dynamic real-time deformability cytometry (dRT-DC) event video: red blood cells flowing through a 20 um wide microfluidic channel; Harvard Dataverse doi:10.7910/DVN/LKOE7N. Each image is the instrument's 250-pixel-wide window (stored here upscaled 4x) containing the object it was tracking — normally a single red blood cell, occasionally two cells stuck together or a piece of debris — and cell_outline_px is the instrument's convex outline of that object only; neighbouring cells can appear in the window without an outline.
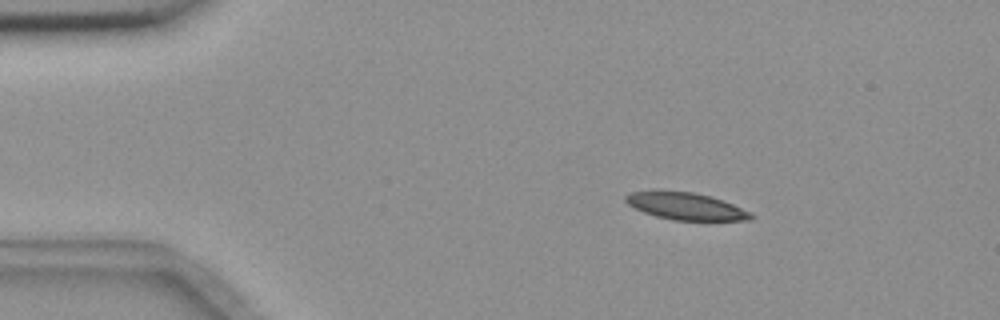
{"species": "common noctule bat (a hibernating species)", "species_latin": "Nyctalus noctula", "temperature_condition": "room temperature", "stored_images_in_passage": 54, "camera_frame_rate_fps": 3000, "um_per_image_px": 0.085, "animal": {"sex": "female", "body_mass_g": 18.4}, "frame": {"image": 1, "passage_image": 8, "time_ms": 2.333, "image_size_px": [1000, 320], "cell_outline_px": [[752, 220], [672, 220], [656, 216], [644, 212], [628, 204], [624, 200], [624, 196], [632, 192], [652, 188], [656, 188], [692, 192], [712, 196], [732, 204], [748, 212], [752, 216]], "centroid_in_image_um": [58.18, 17.48], "position_along_channel_um": 26.8, "area_um2": 20.11}}
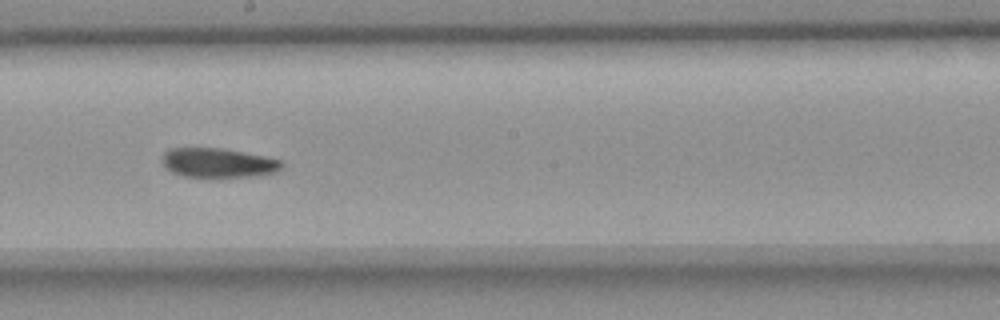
{"frame": {"image": 2, "passage_image": 30, "time_ms": 9.667, "image_size_px": [1000, 320], "cell_outline_px": [[284, 164], [276, 172], [252, 176], [208, 180], [184, 176], [172, 172], [164, 168], [164, 152], [168, 148], [224, 148], [264, 156], [280, 160]], "centroid_in_image_um": [18.52, 13.88], "position_along_channel_um": 229.7, "area_um2": 21.15}}
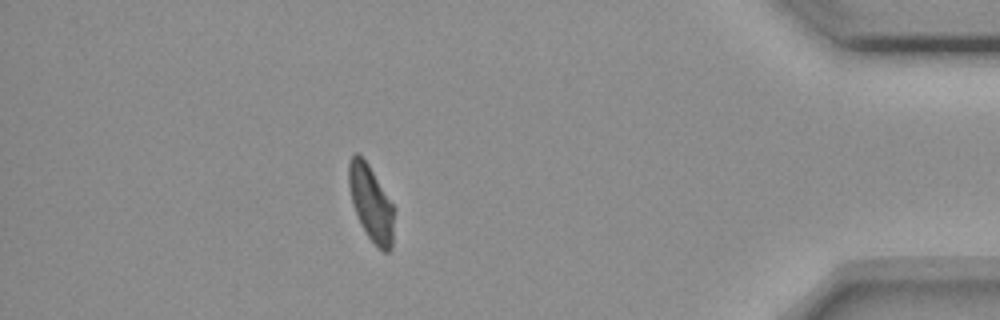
{"frame": {"image": 3, "passage_image": 48, "time_ms": 15.667, "image_size_px": [1000, 320], "cell_outline_px": [[396, 208], [392, 248], [388, 252], [384, 252], [368, 236], [356, 212], [352, 200], [348, 184], [348, 164], [352, 156], [356, 152], [368, 164]], "centroid_in_image_um": [31.58, 17.27], "position_along_channel_um": 403.6, "area_um2": 19.83}, "authors_computed_cell_mechanics": {"area_um2": 21.0392, "velocity_mm_per_s": 3.645, "shape_relaxation_time_tau1_ms": null, "shape_relaxation_time_tau2_ms": 8.6933, "deformation_change_tau1": null, "deformation_change_tau2": 0.1534}}